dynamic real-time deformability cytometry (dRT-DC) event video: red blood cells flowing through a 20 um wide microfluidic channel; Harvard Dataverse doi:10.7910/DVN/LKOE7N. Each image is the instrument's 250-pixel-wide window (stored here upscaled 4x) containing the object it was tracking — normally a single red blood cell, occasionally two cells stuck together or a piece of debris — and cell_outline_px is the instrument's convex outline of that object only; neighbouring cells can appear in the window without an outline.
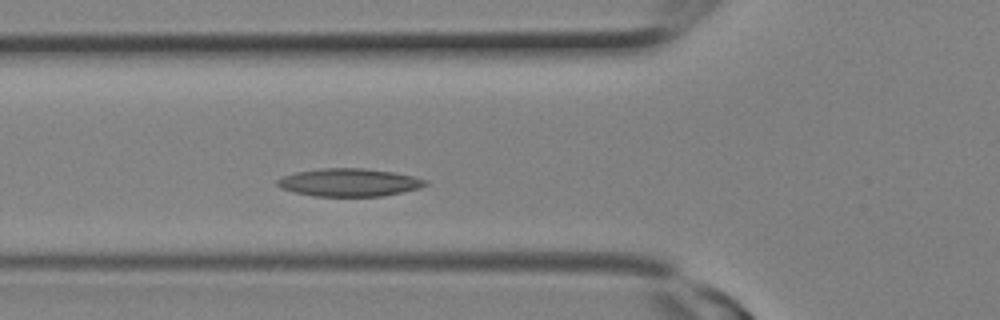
{"species": "Egyptian fruit bat (a non-hibernating species)", "species_latin": "Rousettus aegyptiacus", "temperature_condition": "room temperature", "stored_images_in_passage": 5, "camera_frame_rate_fps": 3000, "um_per_image_px": 0.085, "animal": {"sex": "female"}, "frame": {"image": 1, "passage_image": 5, "time_ms": 1.333, "image_size_px": [1000, 320], "cell_outline_px": [[428, 184], [420, 188], [384, 196], [312, 196], [280, 188], [276, 184], [276, 180], [284, 176], [296, 172], [320, 168], [364, 168], [392, 172], [412, 176], [428, 180]], "centroid_in_image_um": [29.68, 15.51], "position_along_channel_um": 96.1, "area_um2": 24.04}}